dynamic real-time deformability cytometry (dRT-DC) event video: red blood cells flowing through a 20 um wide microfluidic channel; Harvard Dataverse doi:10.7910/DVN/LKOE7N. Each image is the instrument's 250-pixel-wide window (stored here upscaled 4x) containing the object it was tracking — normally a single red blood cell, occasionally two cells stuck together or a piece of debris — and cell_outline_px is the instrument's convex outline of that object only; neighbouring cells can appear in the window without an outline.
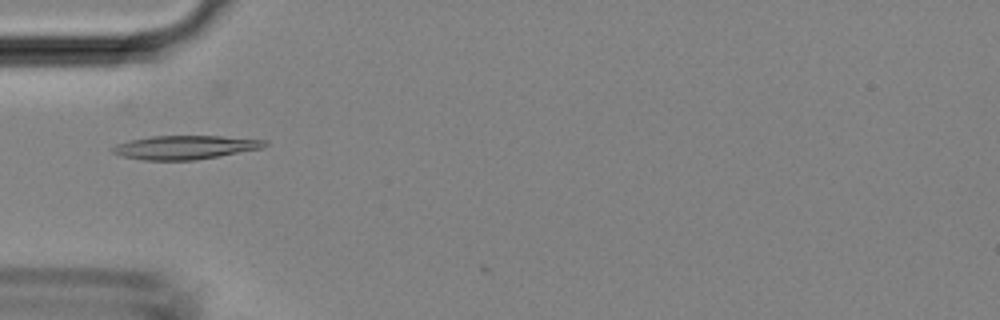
{"species": "Egyptian fruit bat (a non-hibernating species)", "species_latin": "Rousettus aegyptiacus", "temperature_condition": "room temperature", "stored_images_in_passage": 2, "camera_frame_rate_fps": 3000, "um_per_image_px": 0.085, "animal": {"sex": "female"}, "frame": {"image": 1, "passage_image": 1, "time_ms": 0.0, "image_size_px": [1000, 320], "cell_outline_px": [[268, 144], [264, 148], [220, 156], [196, 160], [144, 160], [120, 156], [112, 152], [108, 148], [116, 144], [132, 140], [152, 136], [220, 136], [268, 140]], "centroid_in_image_um": [15.74, 12.53], "position_along_channel_um": 69.3, "area_um2": 21.21}}